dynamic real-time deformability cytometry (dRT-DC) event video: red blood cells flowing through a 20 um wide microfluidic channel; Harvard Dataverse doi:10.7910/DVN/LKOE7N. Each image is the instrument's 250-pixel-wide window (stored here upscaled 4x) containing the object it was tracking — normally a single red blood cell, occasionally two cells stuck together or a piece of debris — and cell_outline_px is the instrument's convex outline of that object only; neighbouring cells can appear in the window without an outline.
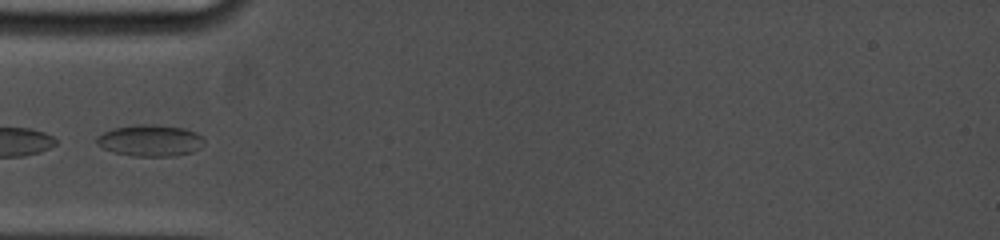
{"species": "common noctule bat (a hibernating species)", "species_latin": "Nyctalus noctula", "temperature_condition": "cold", "stored_images_in_passage": 26, "camera_frame_rate_fps": 5000, "um_per_image_px": 0.085, "animal": {"sex": "female", "body_mass_g": 19.0, "forearm_length_mm": 53.3}, "frame": {"image": 1, "passage_image": 1, "time_ms": 0.0, "image_size_px": [1000, 240], "cell_outline_px": [[204, 144], [200, 148], [192, 152], [172, 156], [132, 156], [112, 152], [96, 144], [96, 136], [112, 128], [136, 124], [152, 124], [184, 128], [196, 132], [204, 140]], "centroid_in_image_um": [12.74, 11.94], "position_along_channel_um": 72.3, "area_um2": 19.88}}
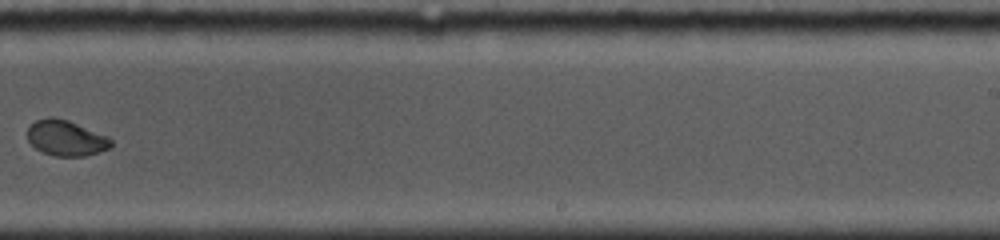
{"frame": {"image": 2, "passage_image": 15, "time_ms": 5.6, "image_size_px": [1000, 240], "cell_outline_px": [[112, 144], [108, 148], [100, 152], [84, 156], [56, 156], [44, 152], [36, 148], [28, 140], [28, 128], [36, 120], [48, 116], [52, 116], [68, 120], [108, 136], [112, 140]], "centroid_in_image_um": [5.62, 11.72], "position_along_channel_um": 283.4, "area_um2": 17.22}}